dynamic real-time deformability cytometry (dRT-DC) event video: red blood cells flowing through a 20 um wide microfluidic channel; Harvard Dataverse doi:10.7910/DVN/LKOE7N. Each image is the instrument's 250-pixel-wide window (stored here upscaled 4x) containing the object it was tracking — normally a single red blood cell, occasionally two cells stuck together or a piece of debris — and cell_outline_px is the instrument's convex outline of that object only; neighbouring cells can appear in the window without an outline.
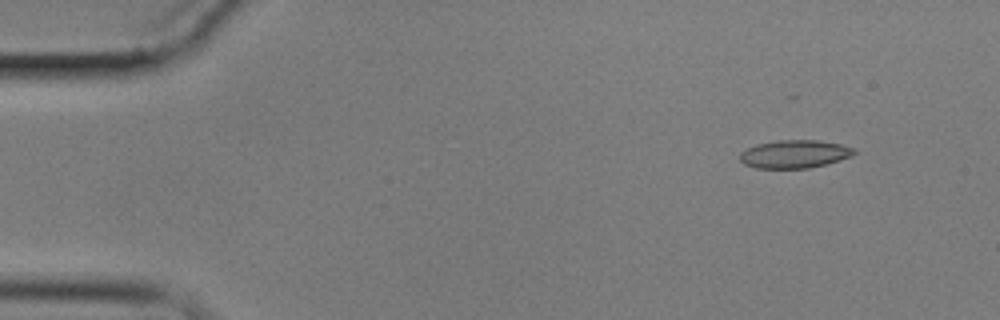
{"species": "common noctule bat (a hibernating species)", "species_latin": "Nyctalus noctula", "temperature_condition": "cold", "stored_images_in_passage": 5, "camera_frame_rate_fps": 3000, "um_per_image_px": 0.085, "animal": {"sex": "male", "body_mass_g": 17.9}, "frame": {"image": 1, "passage_image": 2, "time_ms": 1.333, "image_size_px": [1000, 320], "cell_outline_px": [[856, 152], [852, 156], [840, 160], [808, 168], [756, 168], [744, 164], [740, 160], [740, 152], [756, 144], [776, 140], [816, 140], [840, 144], [856, 148]], "centroid_in_image_um": [67.54, 13.09], "position_along_channel_um": 17.5, "area_um2": 18.67}}
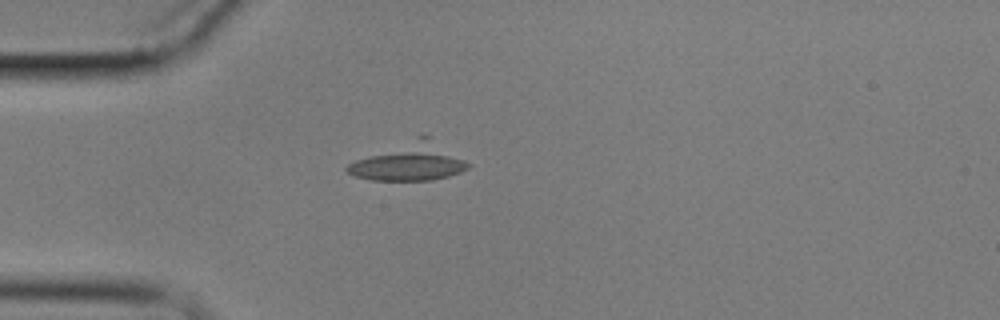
{"frame": {"image": 2, "passage_image": 5, "time_ms": 4.667, "image_size_px": [1000, 320], "cell_outline_px": [[472, 164], [468, 168], [460, 172], [448, 176], [432, 180], [372, 180], [356, 176], [348, 172], [344, 168], [348, 164], [356, 160], [416, 136], [428, 136]], "centroid_in_image_um": [34.82, 13.76], "position_along_channel_um": 50.2, "area_um2": 26.07}}